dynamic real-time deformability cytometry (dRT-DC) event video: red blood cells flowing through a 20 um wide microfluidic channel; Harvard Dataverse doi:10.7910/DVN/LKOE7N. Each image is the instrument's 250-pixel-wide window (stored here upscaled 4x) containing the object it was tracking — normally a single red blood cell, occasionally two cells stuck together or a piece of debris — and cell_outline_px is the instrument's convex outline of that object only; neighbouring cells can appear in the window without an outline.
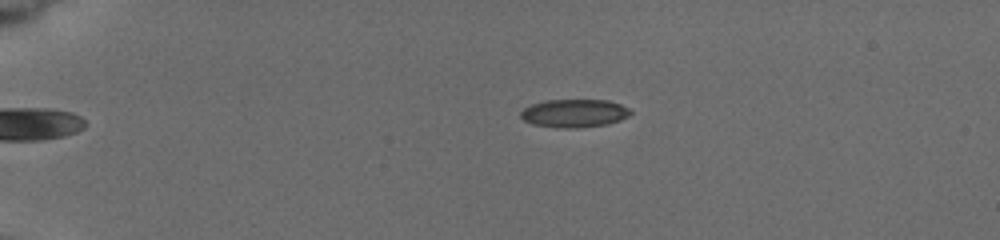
{"species": "common noctule bat (a hibernating species)", "species_latin": "Nyctalus noctula", "temperature_condition": "cold", "stored_images_in_passage": 18, "camera_frame_rate_fps": 3000, "um_per_image_px": 0.085, "animal": {"sex": "female", "body_mass_g": 19.5, "forearm_length_mm": 54.1}, "frame": {"image": 1, "passage_image": 1, "time_ms": 0.0, "image_size_px": [1000, 240], "cell_outline_px": [[632, 112], [628, 116], [620, 120], [608, 124], [580, 128], [556, 128], [532, 124], [524, 120], [520, 116], [520, 112], [524, 108], [532, 104], [548, 100], [608, 100], [620, 104], [628, 108]], "centroid_in_image_um": [48.81, 9.64], "position_along_channel_um": 36.2, "area_um2": 18.09}}
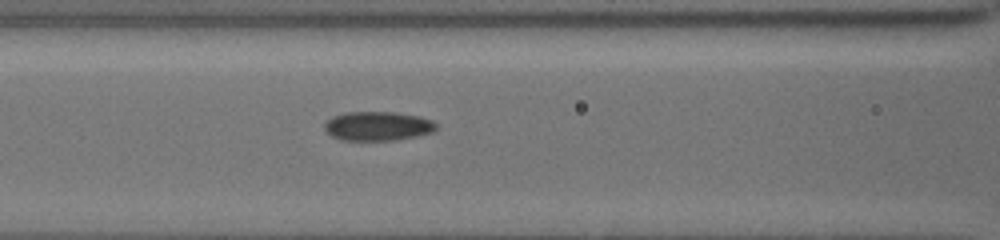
{"frame": {"image": 2, "passage_image": 11, "time_ms": 4.333, "image_size_px": [1000, 240], "cell_outline_px": [[436, 128], [432, 132], [416, 136], [396, 140], [340, 140], [332, 136], [324, 128], [324, 124], [332, 116], [344, 112], [396, 112], [420, 116], [432, 120], [436, 124]], "centroid_in_image_um": [32.1, 10.71], "position_along_channel_um": 134.5, "area_um2": 19.02}}
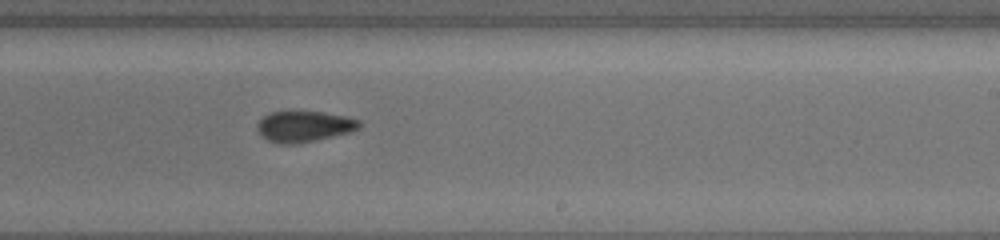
{"frame": {"image": 3, "passage_image": 18, "time_ms": 7.667, "image_size_px": [1000, 240], "cell_outline_px": [[360, 128], [352, 132], [296, 144], [276, 144], [260, 136], [256, 128], [256, 124], [264, 116], [272, 112], [324, 112], [344, 116], [360, 120]], "centroid_in_image_um": [25.83, 10.76], "position_along_channel_um": 263.2, "area_um2": 18.44}}